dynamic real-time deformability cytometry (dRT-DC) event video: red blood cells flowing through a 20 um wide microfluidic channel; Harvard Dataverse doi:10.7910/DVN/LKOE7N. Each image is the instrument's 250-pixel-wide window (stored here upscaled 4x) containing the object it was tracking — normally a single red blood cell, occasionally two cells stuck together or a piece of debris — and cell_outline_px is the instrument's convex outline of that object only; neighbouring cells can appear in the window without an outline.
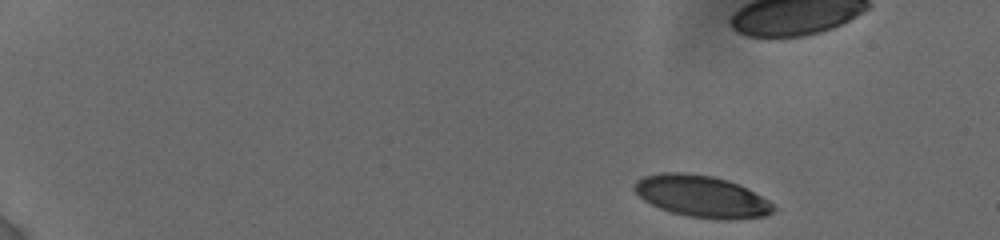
{"species": "human", "species_latin": "Homo sapiens", "temperature_condition": "cold", "stored_images_in_passage": 11, "camera_frame_rate_fps": 3000, "um_per_image_px": 0.085, "donor": {"sex": "female"}, "frame": {"image": 1, "passage_image": 1, "time_ms": 0.0, "image_size_px": [1000, 240], "cell_outline_px": [[780, 208], [776, 212], [764, 216], [736, 220], [716, 220], [688, 216], [672, 212], [660, 208], [644, 200], [632, 188], [632, 184], [636, 180], [644, 176], [660, 172], [684, 172], [712, 176], [728, 180], [740, 184], [768, 200]], "centroid_in_image_um": [59.69, 16.7], "position_along_channel_um": 25.3, "area_um2": 34.39}}
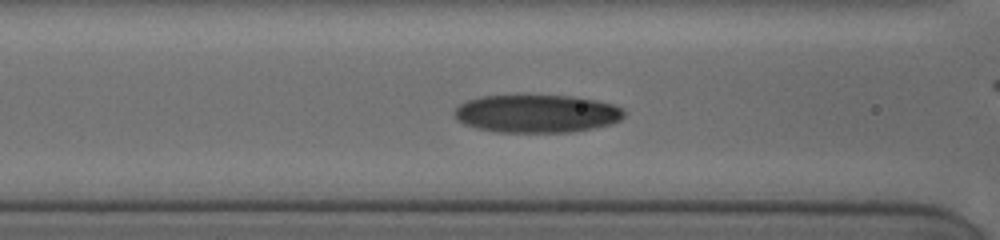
{"frame": {"image": 2, "passage_image": 10, "time_ms": 6.0, "image_size_px": [1000, 240], "cell_outline_px": [[624, 116], [620, 120], [612, 124], [572, 132], [496, 132], [476, 128], [464, 124], [456, 120], [452, 112], [460, 104], [468, 100], [480, 96], [516, 92], [524, 92], [572, 96], [596, 100], [612, 104], [624, 108]], "centroid_in_image_um": [45.57, 9.61], "position_along_channel_um": 121.0, "area_um2": 39.07}}